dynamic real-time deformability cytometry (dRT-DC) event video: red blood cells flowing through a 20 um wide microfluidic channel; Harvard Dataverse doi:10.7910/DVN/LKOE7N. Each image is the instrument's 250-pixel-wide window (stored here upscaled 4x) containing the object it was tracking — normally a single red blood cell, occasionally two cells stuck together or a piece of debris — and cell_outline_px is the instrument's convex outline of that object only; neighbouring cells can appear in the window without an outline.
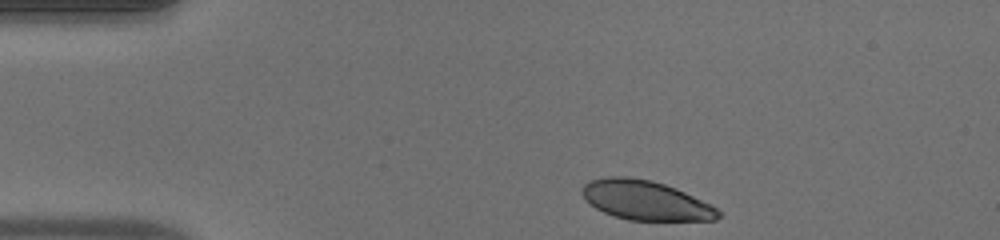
{"species": "human", "species_latin": "Homo sapiens", "temperature_condition": "warm", "stored_images_in_passage": 42, "camera_frame_rate_fps": 3000, "um_per_image_px": 0.085, "donor": {"sex": "male"}, "frame": {"image": 1, "passage_image": 1, "time_ms": 0.0, "image_size_px": [1000, 240], "cell_outline_px": [[720, 216], [716, 220], [628, 220], [604, 212], [588, 204], [584, 200], [580, 192], [580, 188], [588, 180], [608, 176], [628, 176], [652, 180], [676, 188], [712, 204], [720, 212]], "centroid_in_image_um": [54.83, 17.01], "position_along_channel_um": 30.2, "area_um2": 31.62}}
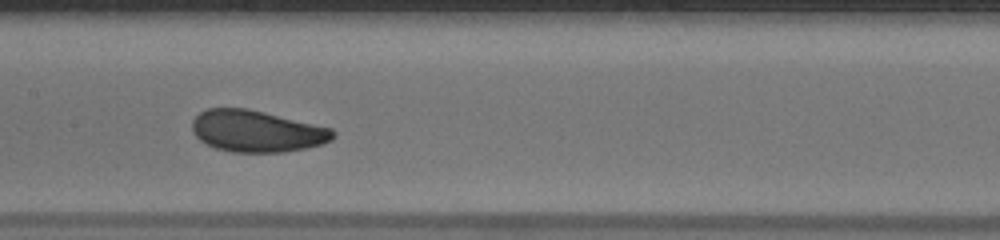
{"frame": {"image": 2, "passage_image": 17, "time_ms": 5.333, "image_size_px": [1000, 240], "cell_outline_px": [[336, 136], [332, 140], [320, 144], [304, 148], [284, 152], [232, 152], [216, 148], [200, 140], [192, 132], [192, 120], [200, 112], [208, 108], [248, 108], [332, 128], [336, 132]], "centroid_in_image_um": [21.82, 11.14], "position_along_channel_um": 185.6, "area_um2": 34.16}}
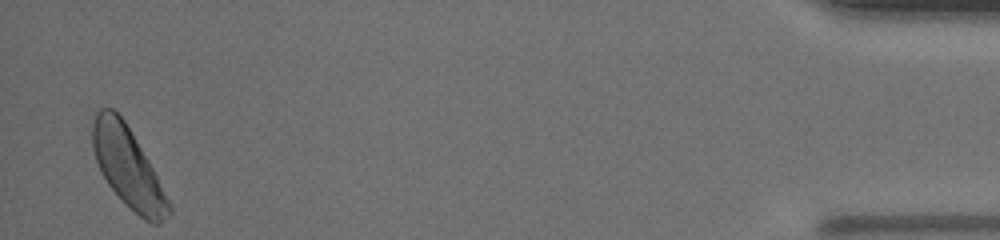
{"frame": {"image": 3, "passage_image": 41, "time_ms": 13.333, "image_size_px": [1000, 240], "cell_outline_px": [[172, 212], [160, 224], [152, 224], [144, 220], [124, 204], [108, 184], [100, 172], [92, 148], [92, 120], [96, 112], [100, 108], [112, 108], [124, 120], [136, 140], [152, 168], [172, 208]], "centroid_in_image_um": [10.84, 14.24], "position_along_channel_um": 424.4, "area_um2": 35.26}, "authors_computed_cell_mechanics": {"area_um2": 34.3621, "velocity_mm_per_s": 4.0535, "shape_relaxation_time_tau1_ms": 2.3598, "shape_relaxation_time_tau2_ms": null, "deformation_change_tau1": 0.1078, "deformation_change_tau2": null}}